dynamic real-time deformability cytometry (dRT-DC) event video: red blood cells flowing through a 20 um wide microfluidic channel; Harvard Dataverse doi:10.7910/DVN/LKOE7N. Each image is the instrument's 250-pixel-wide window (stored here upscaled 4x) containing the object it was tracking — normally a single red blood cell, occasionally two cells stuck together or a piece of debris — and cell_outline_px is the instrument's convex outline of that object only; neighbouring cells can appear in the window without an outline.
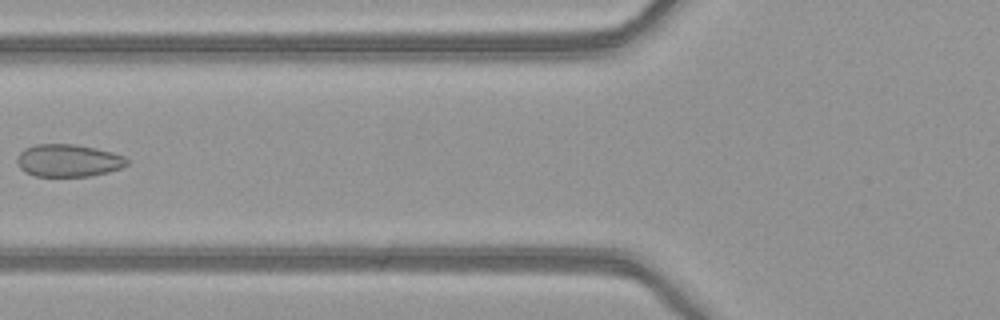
{"species": "common noctule bat (a hibernating species)", "species_latin": "Nyctalus noctula", "temperature_condition": "warm", "stored_images_in_passage": 5, "camera_frame_rate_fps": 3000, "um_per_image_px": 0.085, "animal": {"sex": "female", "body_mass_g": 21.9}, "frame": {"image": 1, "passage_image": 4, "time_ms": 1.0, "image_size_px": [1000, 320], "cell_outline_px": [[128, 164], [120, 168], [108, 172], [92, 176], [36, 176], [24, 172], [20, 168], [16, 160], [16, 156], [24, 148], [36, 144], [76, 144], [96, 148], [112, 152], [124, 156], [128, 160]], "centroid_in_image_um": [5.79, 13.64], "position_along_channel_um": 120.0, "area_um2": 20.98}}
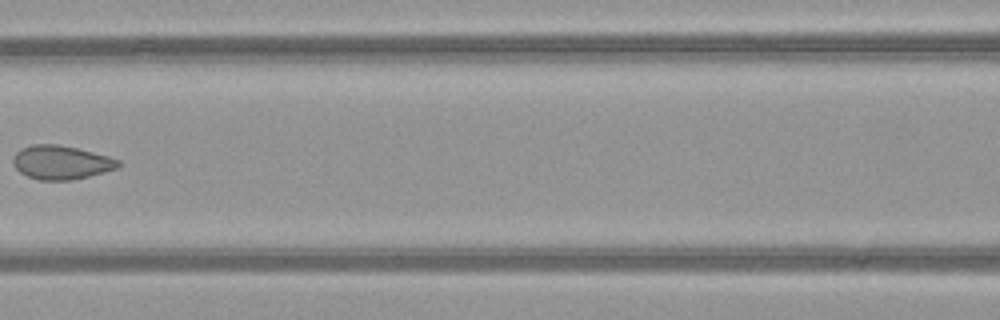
{"frame": {"image": 2, "passage_image": 5, "time_ms": 1.333, "image_size_px": [1000, 320], "cell_outline_px": [[120, 164], [116, 168], [104, 172], [72, 180], [40, 180], [28, 176], [20, 172], [12, 164], [12, 160], [16, 152], [20, 148], [32, 144], [56, 144], [76, 148], [108, 156], [120, 160]], "centroid_in_image_um": [5.16, 13.8], "position_along_channel_um": 161.4, "area_um2": 20.63}}